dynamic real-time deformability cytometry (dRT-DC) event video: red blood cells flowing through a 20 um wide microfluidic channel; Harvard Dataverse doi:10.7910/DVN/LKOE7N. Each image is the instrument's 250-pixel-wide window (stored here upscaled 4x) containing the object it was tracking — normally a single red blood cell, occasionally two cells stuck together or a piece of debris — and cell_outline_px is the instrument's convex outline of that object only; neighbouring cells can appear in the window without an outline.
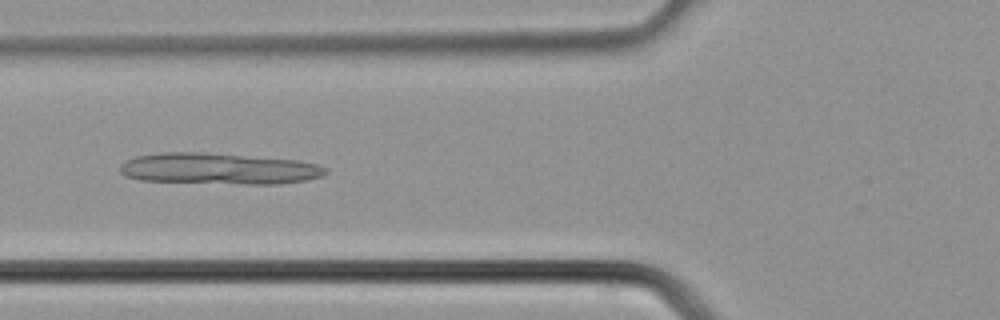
{"species": "common noctule bat (a hibernating species)", "species_latin": "Nyctalus noctula", "temperature_condition": "cold", "stored_images_in_passage": 37, "camera_frame_rate_fps": 3000, "um_per_image_px": 0.085, "animal": {"sex": "male", "body_mass_g": 21.5, "forearm_length_mm": 52.0}, "frame": {"image": 1, "passage_image": 14, "time_ms": 4.333, "image_size_px": [1000, 320], "cell_outline_px": [[328, 172], [324, 176], [308, 180], [280, 184], [240, 184], [140, 180], [124, 176], [120, 172], [120, 164], [136, 156], [164, 152], [204, 152], [296, 160], [320, 164], [328, 168]], "centroid_in_image_um": [18.65, 14.34], "position_along_channel_um": 107.1, "area_um2": 37.74}}
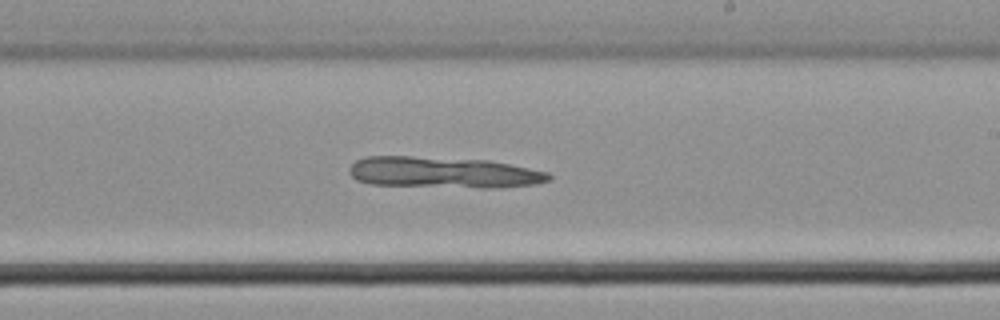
{"frame": {"image": 2, "passage_image": 22, "time_ms": 7.0, "image_size_px": [1000, 320], "cell_outline_px": [[552, 180], [536, 184], [500, 188], [480, 188], [372, 184], [356, 180], [348, 172], [348, 168], [356, 160], [364, 156], [412, 156], [488, 160], [548, 172], [552, 176]], "centroid_in_image_um": [37.69, 14.66], "position_along_channel_um": 251.3, "area_um2": 36.47}}
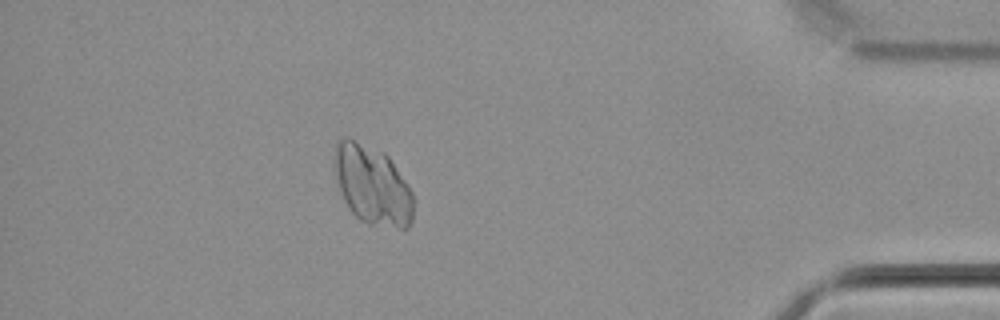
{"frame": {"image": 3, "passage_image": 33, "time_ms": 10.667, "image_size_px": [1000, 320], "cell_outline_px": [[416, 200], [412, 220], [408, 228], [404, 232], [368, 224], [360, 220], [348, 208], [336, 192], [332, 168], [332, 160], [336, 140], [344, 136], [348, 136], [384, 152], [388, 156], [408, 184]], "centroid_in_image_um": [31.61, 15.76], "position_along_channel_um": 403.6, "area_um2": 38.61}}